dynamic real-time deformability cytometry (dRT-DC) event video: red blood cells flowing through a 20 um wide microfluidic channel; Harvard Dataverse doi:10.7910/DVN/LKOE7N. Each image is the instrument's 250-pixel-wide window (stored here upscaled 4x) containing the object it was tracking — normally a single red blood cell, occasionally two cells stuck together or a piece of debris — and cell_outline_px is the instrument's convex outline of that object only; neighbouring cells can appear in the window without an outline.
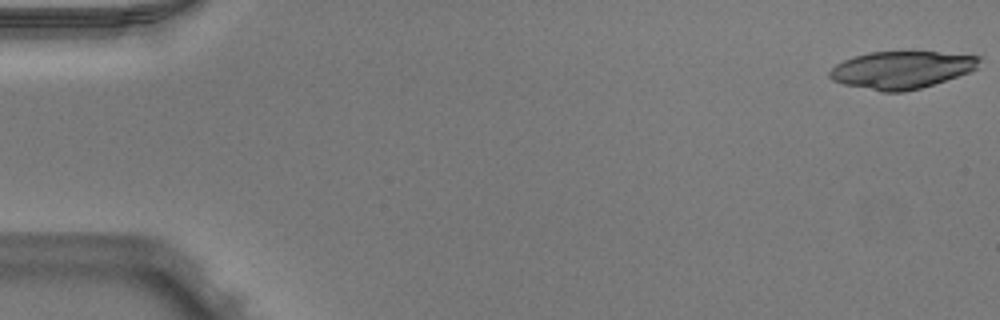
{"species": "Egyptian fruit bat (a non-hibernating species)", "species_latin": "Rousettus aegyptiacus", "temperature_condition": "warm", "stored_images_in_passage": 16, "camera_frame_rate_fps": 3000, "um_per_image_px": 0.085, "animal": {"sex": "male"}, "frame": {"image": 1, "passage_image": 1, "time_ms": 0.0, "image_size_px": [1000, 320], "cell_outline_px": [[980, 60], [976, 68], [968, 72], [920, 88], [904, 92], [880, 92], [844, 84], [832, 80], [828, 76], [828, 72], [836, 64], [844, 60], [868, 52], [908, 48], [912, 48], [980, 56]], "centroid_in_image_um": [76.62, 5.88], "position_along_channel_um": 8.4, "area_um2": 33.64}}